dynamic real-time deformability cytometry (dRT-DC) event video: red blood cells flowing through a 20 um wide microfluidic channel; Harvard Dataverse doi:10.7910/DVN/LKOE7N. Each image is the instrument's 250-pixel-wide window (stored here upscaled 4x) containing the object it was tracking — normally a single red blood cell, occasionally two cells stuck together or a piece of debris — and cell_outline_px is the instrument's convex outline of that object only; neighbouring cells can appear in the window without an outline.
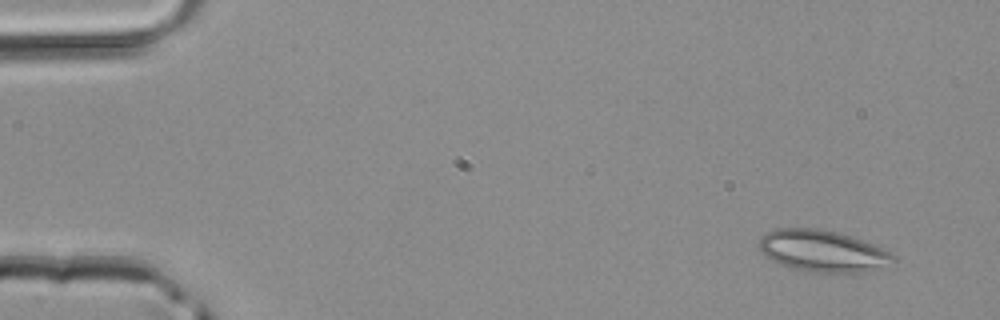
{"species": "common noctule bat (a hibernating species)", "species_latin": "Nyctalus noctula", "temperature_condition": "room temperature", "stored_images_in_passage": 5, "camera_frame_rate_fps": 3000, "um_per_image_px": 0.085, "animal": {"sex": "male", "body_mass_g": 20.4}, "frame": {"image": 1, "passage_image": 1, "time_ms": 0.0, "image_size_px": [1000, 320], "cell_outline_px": [[896, 260], [864, 272], [816, 272], [796, 268], [780, 264], [764, 256], [760, 252], [760, 236], [764, 232], [776, 228], [816, 228], [836, 232], [872, 244], [892, 252], [896, 256]], "centroid_in_image_um": [69.87, 21.31], "position_along_channel_um": 15.1, "area_um2": 32.08}}
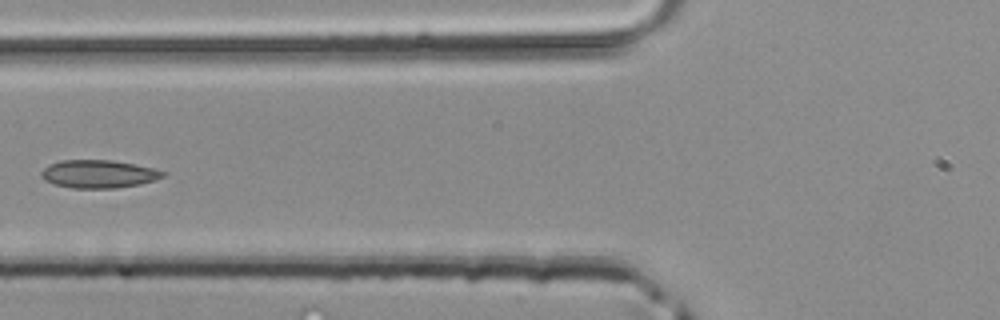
{"frame": {"image": 2, "passage_image": 5, "time_ms": 1.333, "image_size_px": [1000, 320], "cell_outline_px": [[168, 176], [156, 180], [140, 184], [116, 188], [72, 188], [56, 184], [44, 180], [40, 176], [40, 172], [48, 164], [60, 160], [112, 160], [136, 164], [168, 172]], "centroid_in_image_um": [8.42, 14.78], "position_along_channel_um": 117.4, "area_um2": 20.11}}